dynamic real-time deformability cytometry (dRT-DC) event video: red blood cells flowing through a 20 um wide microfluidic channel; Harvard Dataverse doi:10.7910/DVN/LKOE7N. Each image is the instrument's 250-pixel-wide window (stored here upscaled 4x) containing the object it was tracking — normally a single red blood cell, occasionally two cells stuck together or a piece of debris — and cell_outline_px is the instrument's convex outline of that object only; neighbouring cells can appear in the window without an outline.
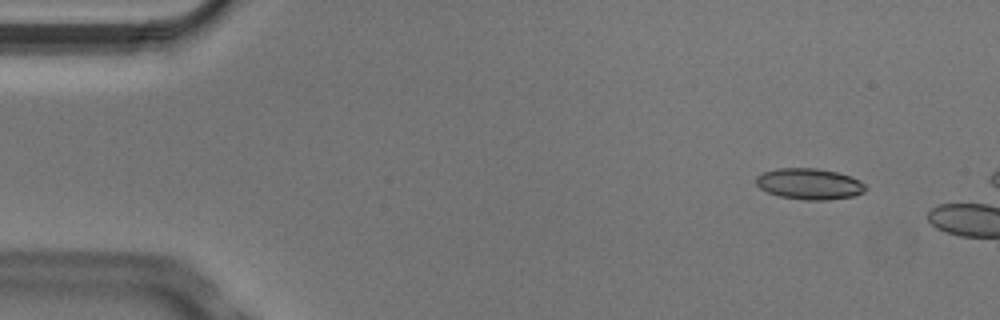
{"species": "Egyptian fruit bat (a non-hibernating species)", "species_latin": "Rousettus aegyptiacus", "temperature_condition": "cold", "stored_images_in_passage": 4, "camera_frame_rate_fps": 3000, "um_per_image_px": 0.085, "animal": {"sex": "male"}, "frame": {"image": 1, "passage_image": 2, "time_ms": 0.333, "image_size_px": [1000, 320], "cell_outline_px": [[868, 188], [864, 192], [852, 196], [828, 200], [804, 200], [780, 196], [768, 192], [760, 188], [756, 184], [756, 176], [764, 172], [776, 168], [816, 168], [836, 172], [852, 176], [860, 180]], "centroid_in_image_um": [68.81, 15.63], "position_along_channel_um": 16.2, "area_um2": 19.88}}